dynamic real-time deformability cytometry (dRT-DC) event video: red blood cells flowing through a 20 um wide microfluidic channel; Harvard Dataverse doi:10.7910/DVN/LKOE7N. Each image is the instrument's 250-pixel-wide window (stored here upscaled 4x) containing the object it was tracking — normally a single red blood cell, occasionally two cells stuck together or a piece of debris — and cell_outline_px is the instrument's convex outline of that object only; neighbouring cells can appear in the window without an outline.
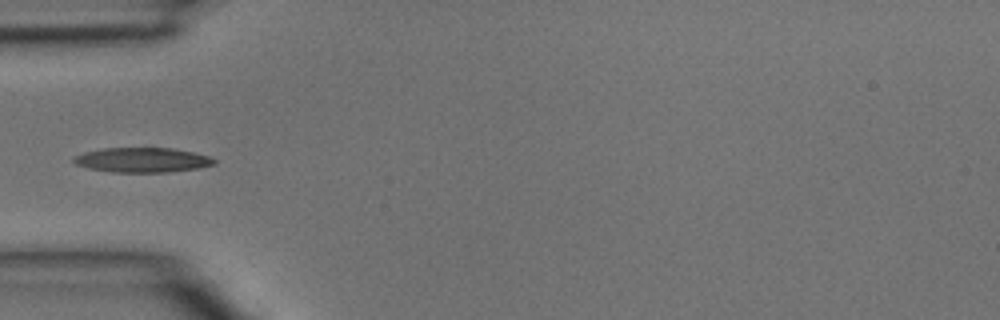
{"species": "common noctule bat (a hibernating species)", "species_latin": "Nyctalus noctula", "temperature_condition": "room temperature", "stored_images_in_passage": 5, "camera_frame_rate_fps": 3000, "um_per_image_px": 0.085, "animal": {"sex": "male", "body_mass_g": 15.6}, "frame": {"image": 1, "passage_image": 4, "time_ms": 1.0, "image_size_px": [1000, 320], "cell_outline_px": [[216, 164], [196, 168], [168, 172], [112, 172], [88, 168], [76, 164], [72, 160], [72, 156], [84, 152], [104, 148], [172, 148], [192, 152], [208, 156], [216, 160]], "centroid_in_image_um": [12.06, 13.59], "position_along_channel_um": 72.9, "area_um2": 20.17}}
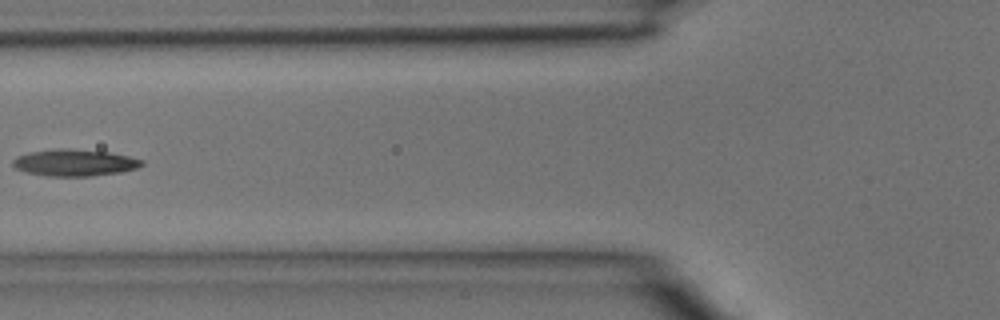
{"frame": {"image": 2, "passage_image": 5, "time_ms": 1.333, "image_size_px": [1000, 320], "cell_outline_px": [[144, 164], [136, 168], [120, 172], [92, 176], [48, 176], [28, 172], [16, 168], [12, 164], [12, 160], [16, 156], [32, 152], [108, 152], [128, 156], [144, 160]], "centroid_in_image_um": [6.39, 13.89], "position_along_channel_um": 119.4, "area_um2": 18.73}}